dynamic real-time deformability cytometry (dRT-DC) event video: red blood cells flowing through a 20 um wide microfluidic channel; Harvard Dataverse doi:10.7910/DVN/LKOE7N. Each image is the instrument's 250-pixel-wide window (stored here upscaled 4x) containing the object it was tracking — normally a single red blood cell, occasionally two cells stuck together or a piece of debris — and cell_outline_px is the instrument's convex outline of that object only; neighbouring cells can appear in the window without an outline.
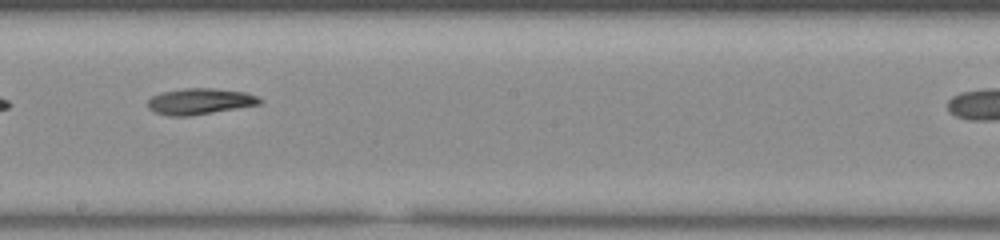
{"species": "common noctule bat (a hibernating species)", "species_latin": "Nyctalus noctula", "temperature_condition": "room temperature", "stored_images_in_passage": 31, "camera_frame_rate_fps": 3000, "um_per_image_px": 0.085, "animal": {"sex": "male", "body_mass_g": 20.0, "forearm_length_mm": 53.3}, "frame": {"image": 1, "passage_image": 14, "time_ms": 4.333, "image_size_px": [1000, 240], "cell_outline_px": [[264, 100], [260, 104], [188, 116], [168, 116], [156, 112], [148, 108], [148, 100], [152, 96], [160, 92], [184, 88], [212, 88], [244, 92], [256, 96]], "centroid_in_image_um": [16.96, 8.61], "position_along_channel_um": 231.2, "area_um2": 16.88}, "authors_computed_cell_mechanics": {"area_um2": 17.1088, "velocity_mm_per_s": 3.8347, "shape_relaxation_time_tau1_ms": null, "shape_relaxation_time_tau2_ms": 8.9853, "deformation_change_tau1": null, "deformation_change_tau2": 0.1564}}